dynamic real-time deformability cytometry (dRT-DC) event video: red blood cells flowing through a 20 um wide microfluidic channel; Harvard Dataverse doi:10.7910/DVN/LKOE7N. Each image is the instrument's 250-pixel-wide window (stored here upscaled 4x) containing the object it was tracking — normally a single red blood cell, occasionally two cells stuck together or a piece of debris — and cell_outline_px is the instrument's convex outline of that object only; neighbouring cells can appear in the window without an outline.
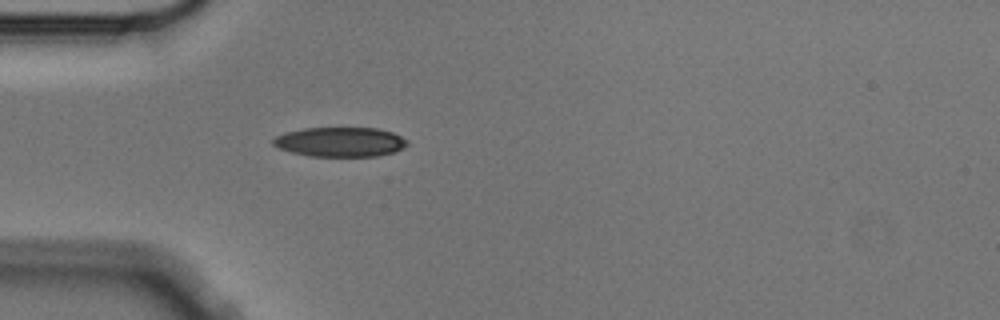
{"species": "Egyptian fruit bat (a non-hibernating species)", "species_latin": "Rousettus aegyptiacus", "temperature_condition": "cold", "stored_images_in_passage": 2, "camera_frame_rate_fps": 3000, "um_per_image_px": 0.085, "animal": {"sex": "male"}, "frame": {"image": 1, "passage_image": 2, "time_ms": 0.333, "image_size_px": [1000, 320], "cell_outline_px": [[408, 144], [404, 148], [396, 152], [376, 156], [308, 156], [292, 152], [280, 148], [272, 144], [272, 140], [276, 136], [284, 132], [304, 128], [376, 128], [392, 132], [408, 140]], "centroid_in_image_um": [28.93, 12.06], "position_along_channel_um": 56.1, "area_um2": 23.18}}